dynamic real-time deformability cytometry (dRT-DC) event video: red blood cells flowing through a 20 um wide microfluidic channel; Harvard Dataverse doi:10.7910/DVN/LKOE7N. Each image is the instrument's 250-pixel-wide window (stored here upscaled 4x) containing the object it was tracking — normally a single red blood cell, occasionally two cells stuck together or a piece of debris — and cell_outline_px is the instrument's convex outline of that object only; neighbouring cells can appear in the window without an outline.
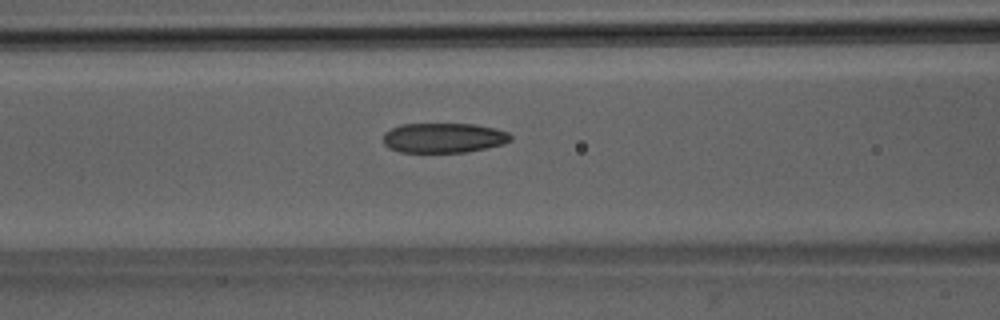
{"species": "Egyptian fruit bat (a non-hibernating species)", "species_latin": "Rousettus aegyptiacus", "temperature_condition": "room temperature", "stored_images_in_passage": 42, "camera_frame_rate_fps": 3000, "um_per_image_px": 0.085, "animal": {"sex": "male"}, "frame": {"image": 1, "passage_image": 13, "time_ms": 4.0, "image_size_px": [1000, 320], "cell_outline_px": [[512, 140], [504, 144], [488, 148], [468, 152], [400, 152], [388, 148], [384, 144], [384, 132], [400, 124], [472, 124], [492, 128], [508, 132], [512, 136]], "centroid_in_image_um": [37.71, 11.72], "position_along_channel_um": 128.9, "area_um2": 22.25}}
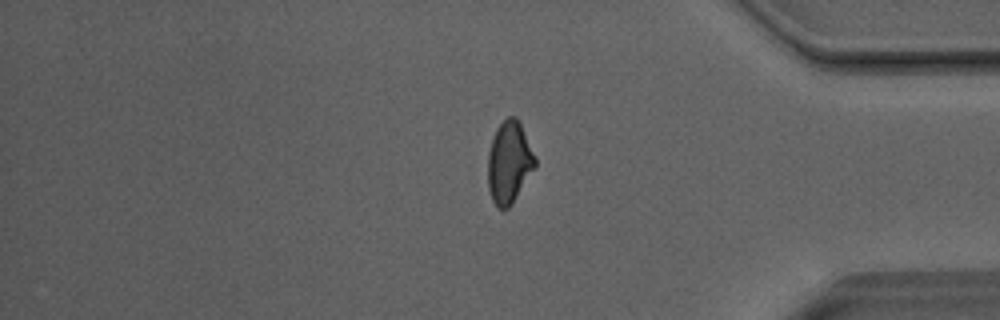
{"frame": {"image": 2, "passage_image": 34, "time_ms": 11.0, "image_size_px": [1000, 320], "cell_outline_px": [[536, 168], [508, 208], [496, 208], [492, 200], [488, 188], [488, 152], [496, 128], [508, 116], [516, 116], [536, 156]], "centroid_in_image_um": [43.28, 13.8], "position_along_channel_um": 391.9, "area_um2": 22.54}}
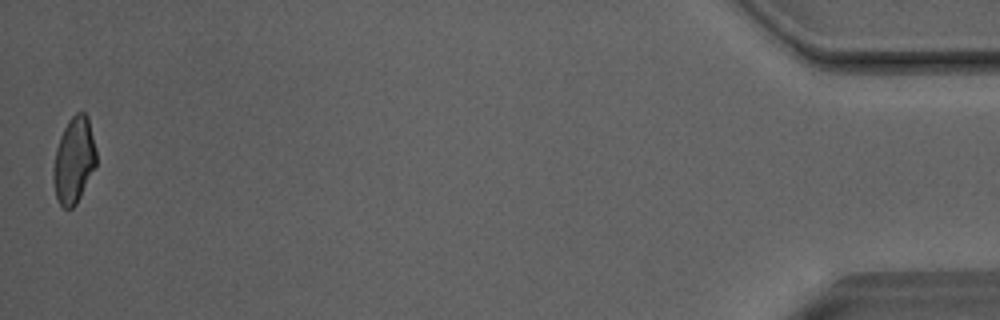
{"frame": {"image": 3, "passage_image": 42, "time_ms": 13.667, "image_size_px": [1000, 320], "cell_outline_px": [[96, 164], [76, 204], [72, 208], [64, 208], [60, 204], [56, 196], [52, 176], [52, 168], [56, 148], [60, 136], [68, 120], [76, 112], [84, 112], [88, 116], [96, 148]], "centroid_in_image_um": [6.27, 13.59], "position_along_channel_um": 428.9, "area_um2": 21.5}, "authors_computed_cell_mechanics": {"area_um2": 22.8021, "velocity_mm_per_s": 4.0821, "shape_relaxation_time_tau1_ms": 6.3214, "shape_relaxation_time_tau2_ms": 2.0723, "deformation_change_tau1": 0.1694, "deformation_change_tau2": 0.0968}}